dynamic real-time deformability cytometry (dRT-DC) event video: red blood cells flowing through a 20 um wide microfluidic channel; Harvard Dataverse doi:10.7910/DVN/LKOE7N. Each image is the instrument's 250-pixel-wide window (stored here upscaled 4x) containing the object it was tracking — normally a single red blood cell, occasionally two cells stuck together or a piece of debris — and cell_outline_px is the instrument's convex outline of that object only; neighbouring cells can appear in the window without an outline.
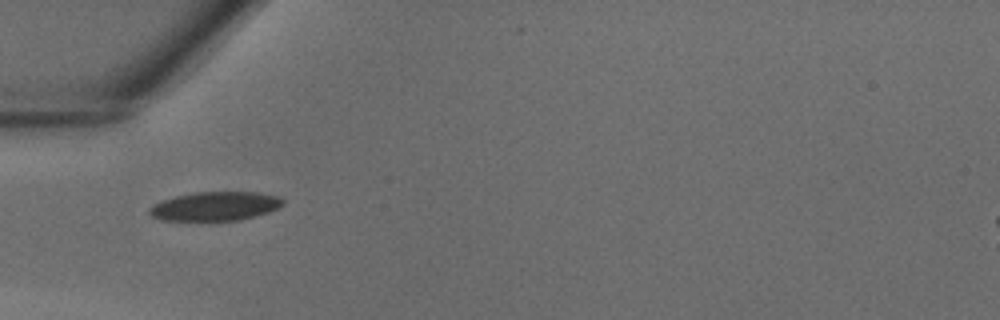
{"species": "common noctule bat (a hibernating species)", "species_latin": "Nyctalus noctula", "temperature_condition": "warm", "stored_images_in_passage": 28, "camera_frame_rate_fps": 3000, "um_per_image_px": 0.085, "animal": {"sex": "male", "body_mass_g": 18.8}, "frame": {"image": 1, "passage_image": 1, "time_ms": 0.0, "image_size_px": [1000, 320], "cell_outline_px": [[284, 204], [268, 212], [240, 220], [164, 220], [152, 216], [148, 212], [148, 208], [152, 204], [176, 196], [192, 192], [260, 192], [280, 196], [284, 200]], "centroid_in_image_um": [18.3, 17.51], "position_along_channel_um": 66.7, "area_um2": 22.48}}
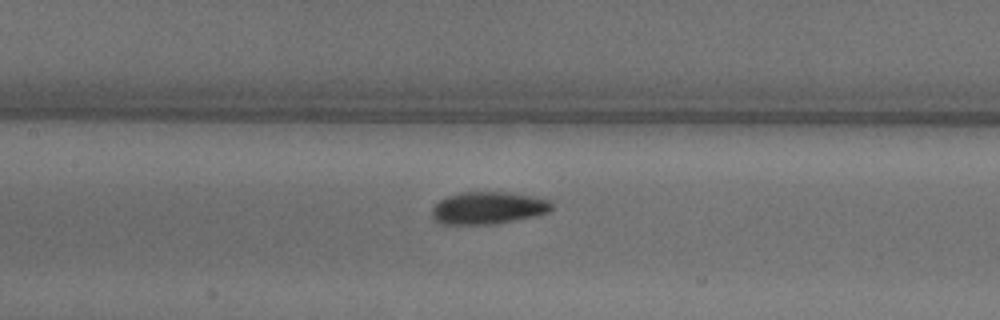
{"frame": {"image": 2, "passage_image": 7, "time_ms": 2.0, "image_size_px": [1000, 320], "cell_outline_px": [[552, 208], [548, 212], [536, 216], [496, 224], [440, 224], [432, 216], [432, 208], [440, 200], [448, 196], [460, 192], [504, 192], [528, 196], [548, 200], [552, 204]], "centroid_in_image_um": [41.46, 17.69], "position_along_channel_um": 165.9, "area_um2": 22.37}}
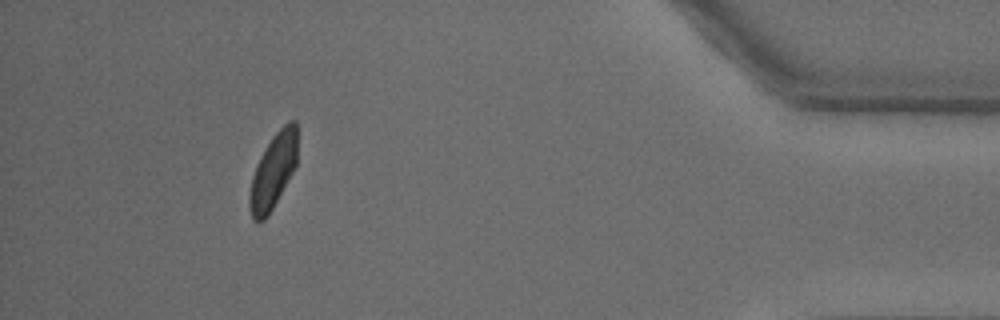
{"frame": {"image": 3, "passage_image": 25, "time_ms": 8.0, "image_size_px": [1000, 320], "cell_outline_px": [[296, 164], [292, 172], [268, 216], [264, 220], [252, 220], [248, 204], [248, 196], [252, 176], [260, 156], [272, 136], [288, 120], [296, 120]], "centroid_in_image_um": [23.19, 14.55], "position_along_channel_um": 412.0, "area_um2": 20.63}}